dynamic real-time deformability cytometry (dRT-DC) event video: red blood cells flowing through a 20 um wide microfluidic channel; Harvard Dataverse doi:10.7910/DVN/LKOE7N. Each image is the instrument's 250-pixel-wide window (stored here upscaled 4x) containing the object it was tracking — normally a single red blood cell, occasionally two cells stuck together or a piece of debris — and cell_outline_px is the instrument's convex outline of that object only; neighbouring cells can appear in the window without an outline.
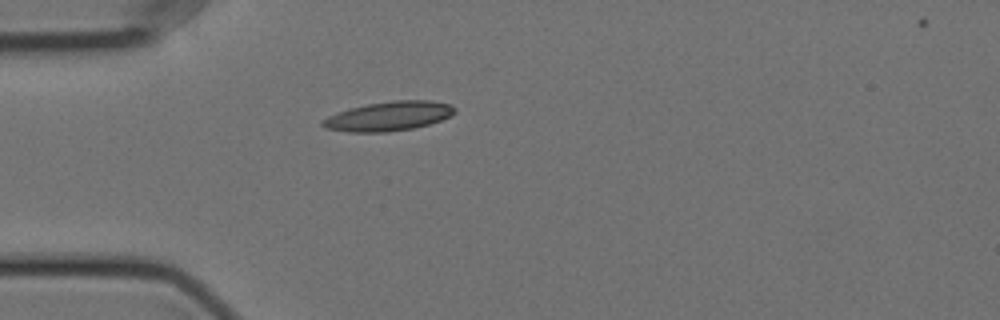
{"species": "Egyptian fruit bat (a non-hibernating species)", "species_latin": "Rousettus aegyptiacus", "temperature_condition": "cold", "stored_images_in_passage": 30, "camera_frame_rate_fps": 3000, "um_per_image_px": 0.085, "animal": {"sex": "female"}, "frame": {"image": 1, "passage_image": 1, "time_ms": 0.0, "image_size_px": [1000, 320], "cell_outline_px": [[456, 112], [452, 116], [428, 124], [412, 128], [388, 132], [348, 132], [324, 128], [320, 124], [328, 116], [348, 108], [368, 104], [396, 100], [428, 100], [452, 104], [456, 108]], "centroid_in_image_um": [33.06, 9.87], "position_along_channel_um": 51.9, "area_um2": 22.6}}
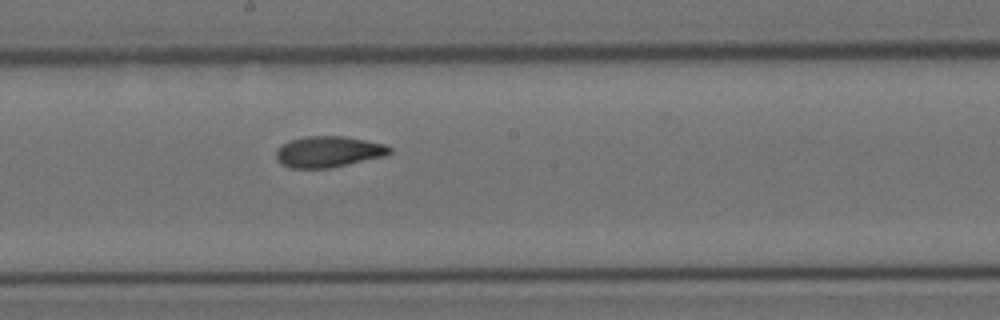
{"frame": {"image": 2, "passage_image": 16, "time_ms": 5.0, "image_size_px": [1000, 320], "cell_outline_px": [[392, 152], [384, 156], [348, 164], [328, 168], [288, 168], [280, 164], [276, 160], [276, 148], [288, 140], [304, 136], [344, 136], [384, 144], [392, 148]], "centroid_in_image_um": [27.85, 12.89], "position_along_channel_um": 220.3, "area_um2": 20.69}}
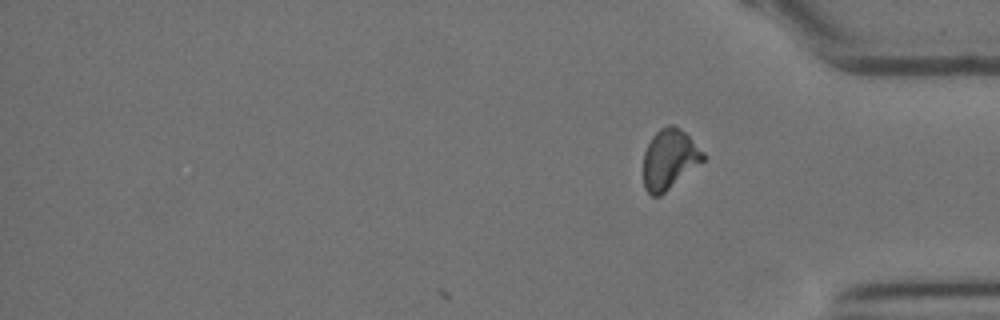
{"frame": {"image": 3, "passage_image": 30, "time_ms": 9.667, "image_size_px": [1000, 320], "cell_outline_px": [[704, 160], [660, 196], [652, 196], [644, 188], [644, 152], [652, 136], [660, 128], [668, 124], [672, 124], [680, 128], [704, 152]], "centroid_in_image_um": [56.88, 13.52], "position_along_channel_um": 378.3, "area_um2": 20.63}, "authors_computed_cell_mechanics": {"area_um2": 20.6635, "velocity_mm_per_s": 3.5389, "shape_relaxation_time_tau1_ms": 7.7904, "shape_relaxation_time_tau2_ms": 2.8527, "deformation_change_tau1": 0.1882, "deformation_change_tau2": 0.0926}}